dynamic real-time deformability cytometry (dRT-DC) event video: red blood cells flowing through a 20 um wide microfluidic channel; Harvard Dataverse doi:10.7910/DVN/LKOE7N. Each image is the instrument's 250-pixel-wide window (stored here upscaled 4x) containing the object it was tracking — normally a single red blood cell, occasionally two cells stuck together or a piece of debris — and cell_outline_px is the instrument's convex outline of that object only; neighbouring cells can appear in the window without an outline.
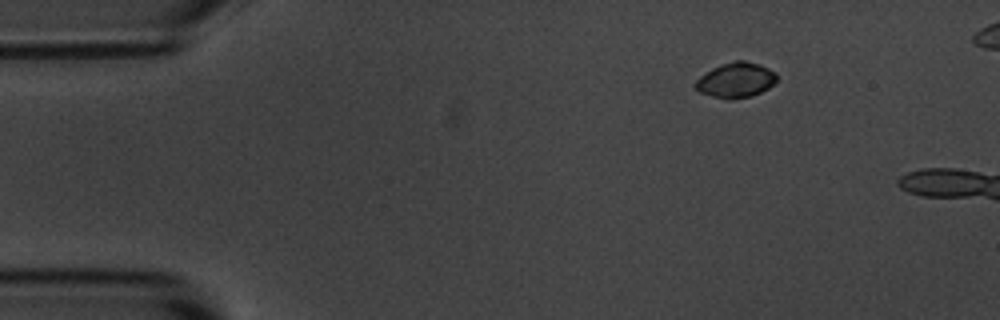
{"species": "common noctule bat (a hibernating species)", "species_latin": "Nyctalus noctula", "temperature_condition": "room temperature", "stored_images_in_passage": 4, "camera_frame_rate_fps": 3000, "um_per_image_px": 0.085, "animal": {"sex": "male", "body_mass_g": 20.1, "forearm_length_mm": 53.5}, "frame": {"image": 1, "passage_image": 1, "time_ms": 0.0, "image_size_px": [1000, 320], "cell_outline_px": [[776, 80], [768, 88], [752, 96], [728, 100], [712, 96], [700, 92], [696, 88], [696, 80], [700, 76], [712, 68], [736, 60], [744, 60], [760, 64], [776, 72]], "centroid_in_image_um": [62.56, 6.81], "position_along_channel_um": 22.4, "area_um2": 16.47}}